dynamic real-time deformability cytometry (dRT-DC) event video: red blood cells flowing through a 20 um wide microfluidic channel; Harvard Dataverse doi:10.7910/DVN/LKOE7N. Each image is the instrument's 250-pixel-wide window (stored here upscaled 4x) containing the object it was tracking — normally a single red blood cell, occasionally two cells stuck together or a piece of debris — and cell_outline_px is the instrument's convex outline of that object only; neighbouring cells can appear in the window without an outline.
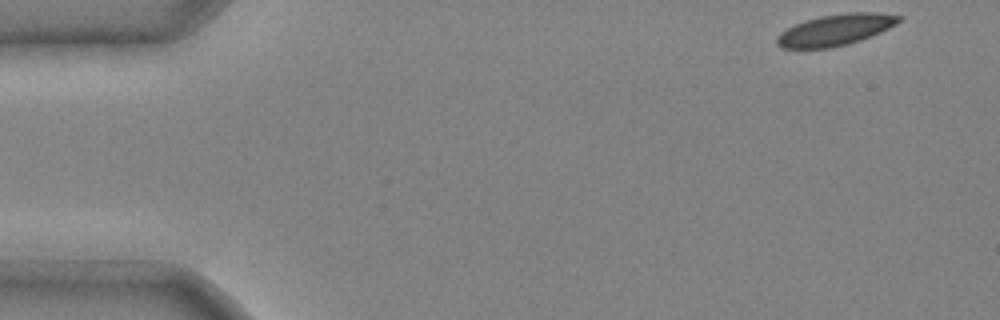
{"species": "common noctule bat (a hibernating species)", "species_latin": "Nyctalus noctula", "temperature_condition": "cold", "stored_images_in_passage": 5, "camera_frame_rate_fps": 3000, "um_per_image_px": 0.085, "animal": {"sex": "male", "body_mass_g": 20.4}, "frame": {"image": 1, "passage_image": 1, "time_ms": 0.0, "image_size_px": [1000, 320], "cell_outline_px": [[904, 16], [896, 24], [880, 32], [860, 40], [848, 44], [828, 48], [784, 48], [776, 44], [776, 36], [780, 32], [804, 20], [820, 16], [848, 12], [880, 12]], "centroid_in_image_um": [71.02, 2.53], "position_along_channel_um": 14.0, "area_um2": 22.2}}
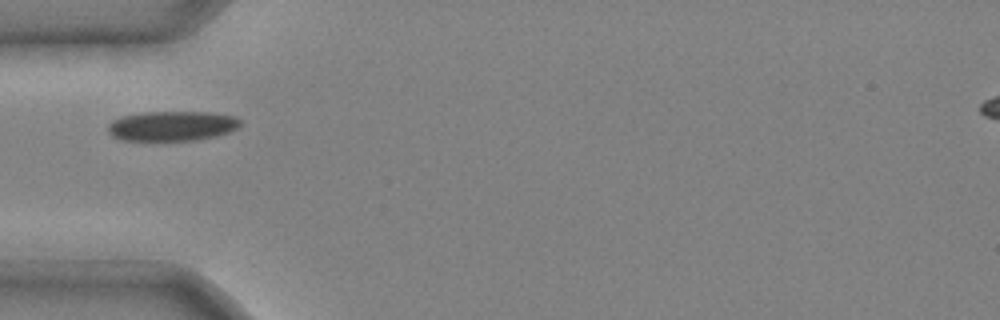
{"frame": {"image": 2, "passage_image": 4, "time_ms": 1.0, "image_size_px": [1000, 320], "cell_outline_px": [[240, 124], [236, 128], [228, 132], [216, 136], [196, 140], [120, 140], [112, 136], [108, 132], [108, 124], [112, 120], [120, 116], [140, 112], [208, 112], [236, 116], [240, 120]], "centroid_in_image_um": [14.58, 10.7], "position_along_channel_um": 70.4, "area_um2": 23.12}}
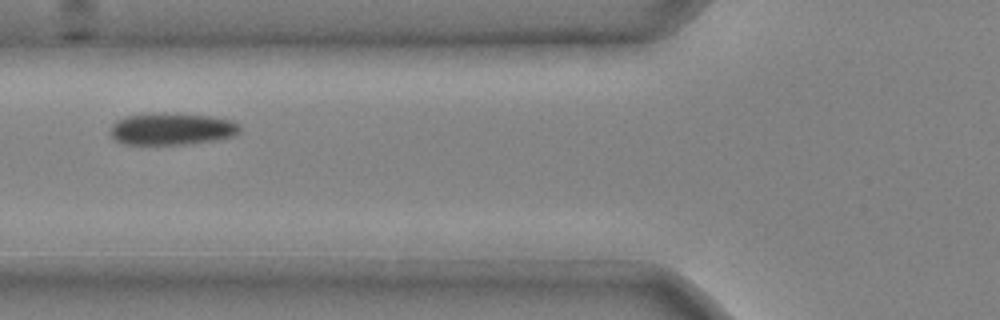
{"frame": {"image": 3, "passage_image": 5, "time_ms": 1.333, "image_size_px": [1000, 320], "cell_outline_px": [[240, 132], [236, 136], [216, 140], [192, 144], [124, 144], [116, 140], [108, 132], [112, 124], [116, 120], [128, 116], [212, 116], [232, 120], [240, 124]], "centroid_in_image_um": [14.66, 11.02], "position_along_channel_um": 111.1, "area_um2": 23.29}}